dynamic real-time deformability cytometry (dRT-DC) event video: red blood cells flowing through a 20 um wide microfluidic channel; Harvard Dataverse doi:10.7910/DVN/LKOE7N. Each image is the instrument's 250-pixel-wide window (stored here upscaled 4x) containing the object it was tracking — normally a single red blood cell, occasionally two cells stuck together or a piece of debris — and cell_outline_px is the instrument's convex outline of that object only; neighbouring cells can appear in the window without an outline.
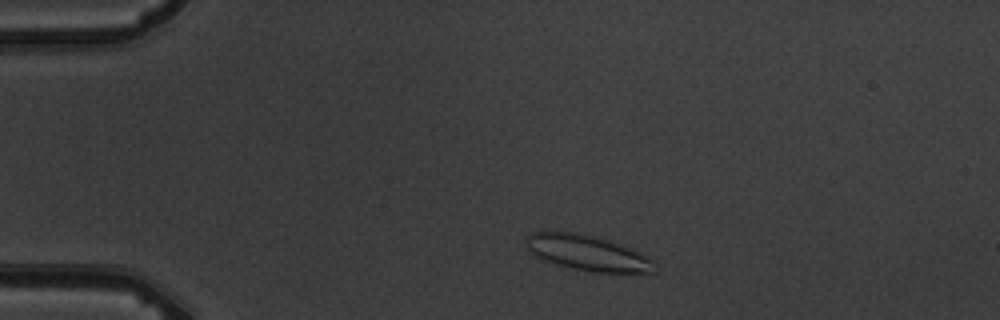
{"species": "common noctule bat (a hibernating species)", "species_latin": "Nyctalus noctula", "temperature_condition": "warm", "stored_images_in_passage": 3, "camera_frame_rate_fps": 3000, "um_per_image_px": 0.085, "animal": {"sex": "male", "body_mass_g": 19.5, "forearm_length_mm": 54.6}, "frame": {"image": 1, "passage_image": 2, "time_ms": 1.333, "image_size_px": [1000, 320], "cell_outline_px": [[656, 272], [592, 272], [552, 264], [536, 256], [528, 248], [524, 240], [532, 232], [572, 232], [592, 236], [608, 240], [632, 248], [656, 260]], "centroid_in_image_um": [49.98, 21.51], "position_along_channel_um": 35.0, "area_um2": 26.53}}